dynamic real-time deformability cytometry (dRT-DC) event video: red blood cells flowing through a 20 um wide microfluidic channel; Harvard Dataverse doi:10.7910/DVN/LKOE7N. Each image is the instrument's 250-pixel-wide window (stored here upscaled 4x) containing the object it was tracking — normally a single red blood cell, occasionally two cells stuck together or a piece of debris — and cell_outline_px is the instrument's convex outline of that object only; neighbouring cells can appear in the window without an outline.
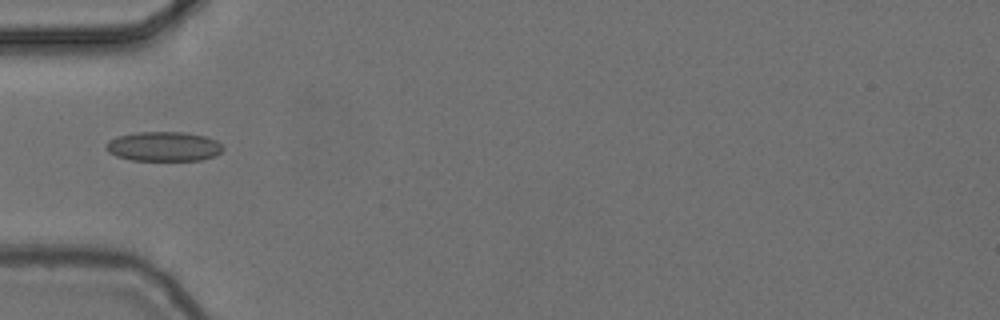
{"species": "common noctule bat (a hibernating species)", "species_latin": "Nyctalus noctula", "temperature_condition": "cold", "stored_images_in_passage": 6, "camera_frame_rate_fps": 3000, "um_per_image_px": 0.085, "animal": {"sex": "female", "body_mass_g": 24.6, "forearm_length_mm": 56.2}, "frame": {"image": 1, "passage_image": 1, "time_ms": 0.0, "image_size_px": [1000, 320], "cell_outline_px": [[224, 148], [216, 156], [200, 160], [132, 160], [116, 156], [108, 152], [104, 148], [104, 144], [108, 140], [116, 136], [136, 132], [184, 132], [204, 136], [216, 140]], "centroid_in_image_um": [13.86, 12.44], "position_along_channel_um": 71.1, "area_um2": 20.29}}
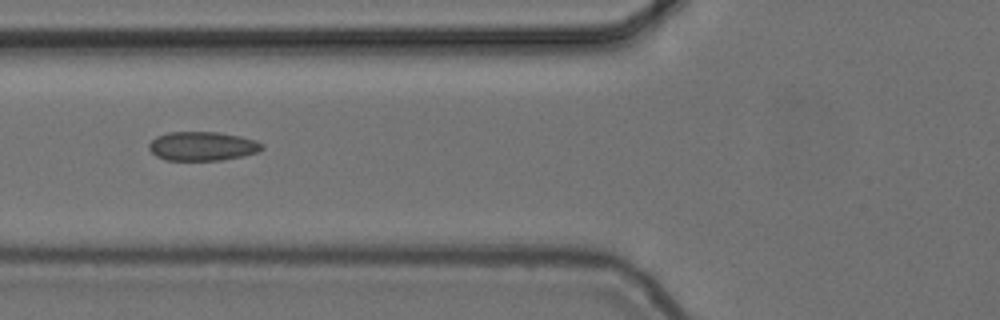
{"frame": {"image": 2, "passage_image": 4, "time_ms": 1.0, "image_size_px": [1000, 320], "cell_outline_px": [[264, 148], [256, 152], [244, 156], [220, 160], [164, 160], [156, 156], [148, 148], [148, 144], [156, 136], [168, 132], [216, 132], [240, 136], [256, 140], [264, 144]], "centroid_in_image_um": [17.19, 12.42], "position_along_channel_um": 108.6, "area_um2": 19.19}}